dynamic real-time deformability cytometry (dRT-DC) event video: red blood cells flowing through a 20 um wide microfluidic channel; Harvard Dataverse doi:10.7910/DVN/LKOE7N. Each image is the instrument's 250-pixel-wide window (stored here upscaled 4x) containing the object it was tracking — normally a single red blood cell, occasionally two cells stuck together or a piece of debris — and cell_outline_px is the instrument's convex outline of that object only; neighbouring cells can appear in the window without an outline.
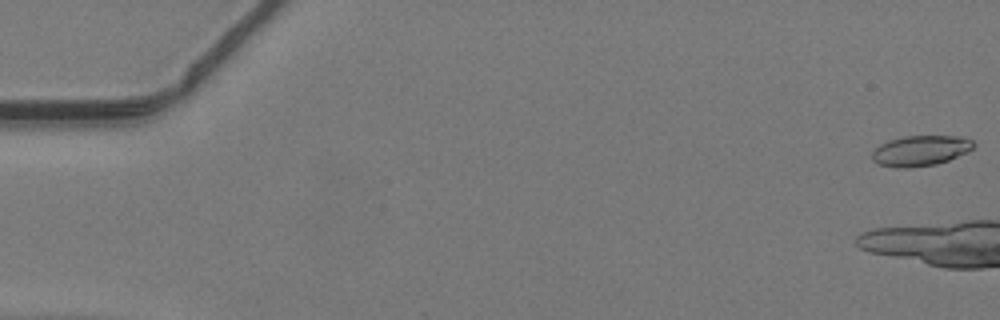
{"species": "common noctule bat (a hibernating species)", "species_latin": "Nyctalus noctula", "temperature_condition": "warm", "stored_images_in_passage": 8, "camera_frame_rate_fps": 3000, "um_per_image_px": 0.085, "animal": {"sex": "male", "body_mass_g": 19.2, "forearm_length_mm": 51.8}, "frame": {"image": 1, "passage_image": 1, "time_ms": 0.0, "image_size_px": [1000, 320], "cell_outline_px": [[976, 144], [968, 152], [948, 160], [936, 164], [908, 168], [896, 168], [876, 164], [872, 160], [872, 152], [880, 144], [888, 140], [904, 136], [964, 136], [972, 140]], "centroid_in_image_um": [78.23, 12.81], "position_along_channel_um": 6.8, "area_um2": 18.21}}